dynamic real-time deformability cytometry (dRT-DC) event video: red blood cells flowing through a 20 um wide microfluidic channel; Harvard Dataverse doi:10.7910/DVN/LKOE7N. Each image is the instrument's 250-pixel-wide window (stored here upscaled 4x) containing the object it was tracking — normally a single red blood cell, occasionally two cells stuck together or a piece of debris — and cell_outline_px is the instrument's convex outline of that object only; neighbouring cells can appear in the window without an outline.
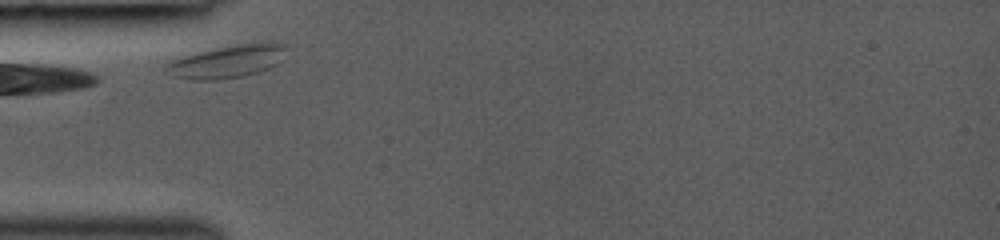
{"species": "common noctule bat (a hibernating species)", "species_latin": "Nyctalus noctula", "temperature_condition": "room temperature", "stored_images_in_passage": 40, "camera_frame_rate_fps": 3000, "um_per_image_px": 0.085, "animal": {"sex": "female", "body_mass_g": 19.0, "forearm_length_mm": 53.3}, "frame": {"image": 1, "passage_image": 2, "time_ms": 0.333, "image_size_px": [1000, 240], "cell_outline_px": [[284, 48], [276, 64], [268, 68], [244, 76], [220, 80], [196, 80], [176, 76], [164, 68], [164, 64], [172, 60], [184, 56], [216, 48], [240, 44], [284, 44]], "centroid_in_image_um": [19.22, 5.26], "position_along_channel_um": 65.8, "area_um2": 21.85}}
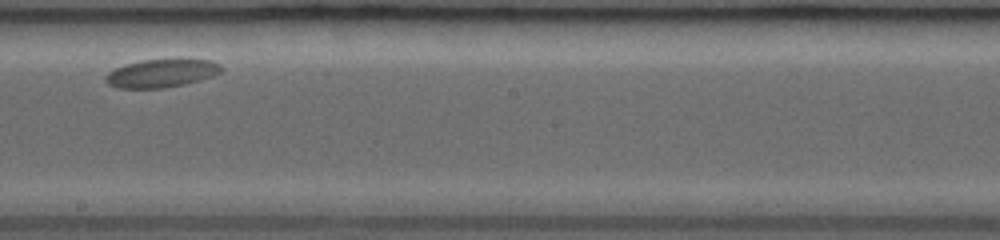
{"frame": {"image": 2, "passage_image": 24, "time_ms": 5.0, "image_size_px": [1000, 240], "cell_outline_px": [[224, 68], [220, 72], [212, 76], [184, 84], [164, 88], [120, 88], [108, 84], [104, 80], [104, 76], [108, 72], [124, 64], [140, 60], [212, 60], [220, 64]], "centroid_in_image_um": [13.69, 6.23], "position_along_channel_um": 234.5, "area_um2": 18.84}}
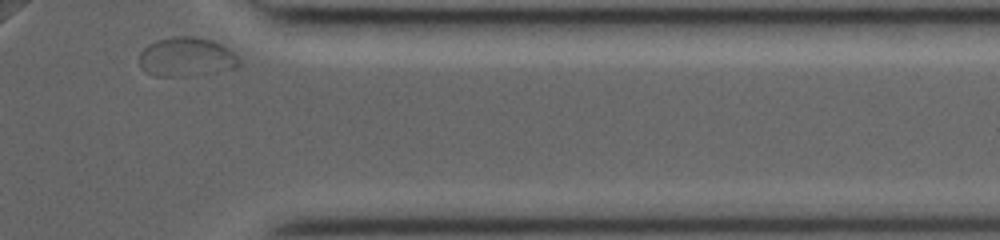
{"frame": {"image": 3, "passage_image": 40, "time_ms": 9.333, "image_size_px": [1000, 240], "cell_outline_px": [[240, 64], [236, 68], [212, 72], [184, 76], [156, 76], [148, 72], [140, 64], [140, 52], [148, 44], [156, 40], [172, 36], [192, 36], [212, 40], [228, 48], [240, 60]], "centroid_in_image_um": [15.85, 4.83], "position_along_channel_um": 395.6, "area_um2": 22.54}}